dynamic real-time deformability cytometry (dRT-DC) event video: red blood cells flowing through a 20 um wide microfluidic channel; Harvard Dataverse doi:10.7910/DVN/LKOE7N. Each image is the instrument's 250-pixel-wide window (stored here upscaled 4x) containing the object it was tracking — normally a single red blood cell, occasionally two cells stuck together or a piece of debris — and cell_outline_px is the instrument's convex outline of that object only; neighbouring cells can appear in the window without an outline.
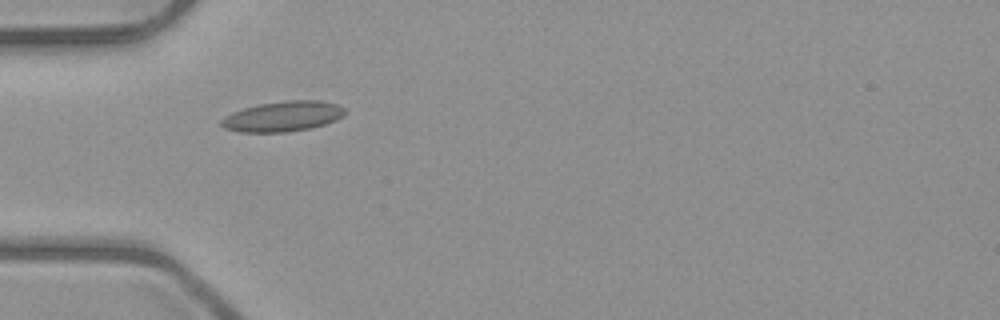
{"species": "common noctule bat (a hibernating species)", "species_latin": "Nyctalus noctula", "temperature_condition": "room temperature", "stored_images_in_passage": 4, "camera_frame_rate_fps": 3000, "um_per_image_px": 0.085, "animal": {"sex": "male", "body_mass_g": 23.1, "forearm_length_mm": 52.7}, "frame": {"image": 1, "passage_image": 3, "time_ms": 2.333, "image_size_px": [1000, 320], "cell_outline_px": [[344, 116], [336, 120], [324, 124], [308, 128], [284, 132], [240, 132], [224, 128], [220, 124], [220, 120], [232, 112], [244, 108], [260, 104], [284, 100], [320, 100], [336, 104], [344, 108]], "centroid_in_image_um": [24.03, 9.88], "position_along_channel_um": 61.0, "area_um2": 21.68}}
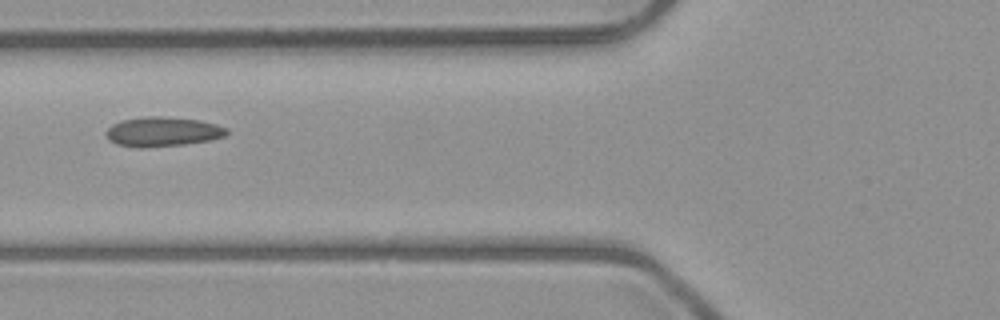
{"frame": {"image": 2, "passage_image": 4, "time_ms": 3.667, "image_size_px": [1000, 320], "cell_outline_px": [[228, 132], [224, 136], [208, 140], [184, 144], [140, 148], [116, 144], [108, 140], [104, 132], [112, 124], [120, 120], [144, 116], [160, 116], [200, 120], [216, 124], [228, 128]], "centroid_in_image_um": [13.77, 11.18], "position_along_channel_um": 112.0, "area_um2": 20.87}}